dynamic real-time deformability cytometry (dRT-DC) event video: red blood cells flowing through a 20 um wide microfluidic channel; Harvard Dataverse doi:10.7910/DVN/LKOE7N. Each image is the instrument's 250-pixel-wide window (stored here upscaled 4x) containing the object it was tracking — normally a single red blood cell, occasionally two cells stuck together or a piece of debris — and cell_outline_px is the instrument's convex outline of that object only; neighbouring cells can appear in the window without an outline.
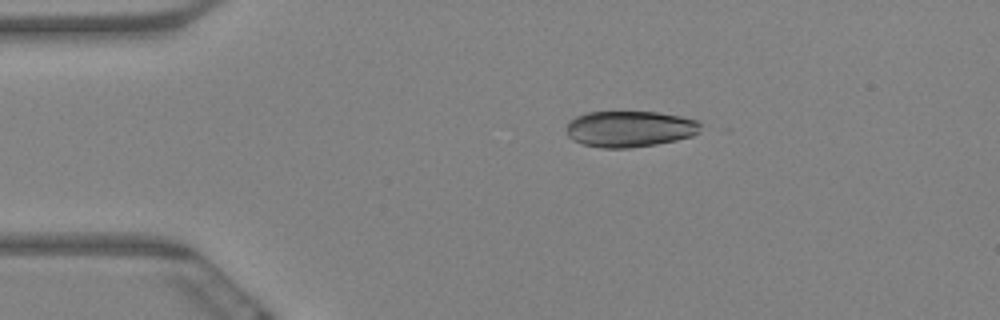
{"species": "Egyptian fruit bat (a non-hibernating species)", "species_latin": "Rousettus aegyptiacus", "temperature_condition": "warm", "stored_images_in_passage": 8, "camera_frame_rate_fps": 3000, "um_per_image_px": 0.085, "animal": {"sex": "female"}, "frame": {"image": 1, "passage_image": 4, "time_ms": 1.0, "image_size_px": [1000, 320], "cell_outline_px": [[700, 132], [692, 136], [676, 140], [656, 144], [628, 148], [604, 148], [584, 144], [572, 140], [568, 136], [568, 120], [576, 116], [588, 112], [660, 112], [680, 116], [696, 120], [700, 124]], "centroid_in_image_um": [53.53, 10.95], "position_along_channel_um": 31.5, "area_um2": 28.21}}
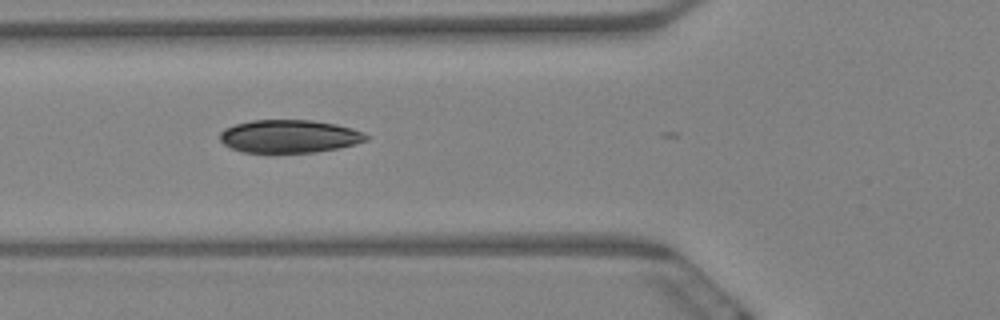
{"frame": {"image": 2, "passage_image": 7, "time_ms": 2.0, "image_size_px": [1000, 320], "cell_outline_px": [[368, 140], [356, 144], [316, 152], [240, 152], [224, 144], [220, 140], [220, 132], [224, 128], [236, 124], [252, 120], [312, 120], [336, 124], [352, 128], [364, 132], [368, 136]], "centroid_in_image_um": [24.6, 11.58], "position_along_channel_um": 101.2, "area_um2": 28.09}}
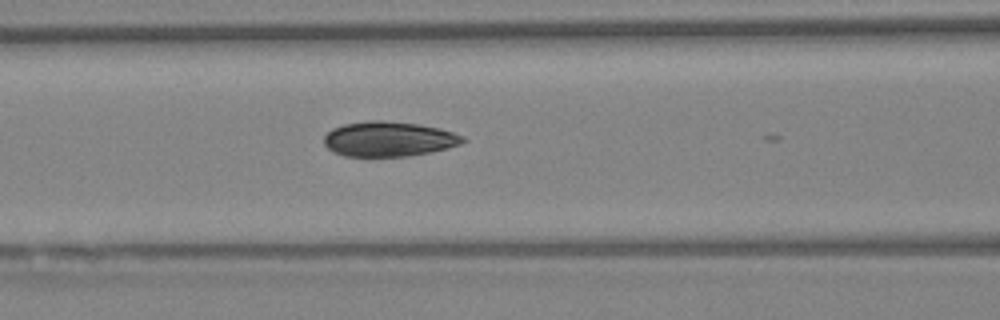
{"frame": {"image": 3, "passage_image": 8, "time_ms": 2.333, "image_size_px": [1000, 320], "cell_outline_px": [[468, 140], [460, 144], [448, 148], [408, 156], [344, 156], [332, 152], [324, 144], [324, 136], [332, 128], [344, 124], [368, 120], [380, 120], [420, 124], [440, 128], [464, 136]], "centroid_in_image_um": [33.04, 11.81], "position_along_channel_um": 133.6, "area_um2": 28.38}}